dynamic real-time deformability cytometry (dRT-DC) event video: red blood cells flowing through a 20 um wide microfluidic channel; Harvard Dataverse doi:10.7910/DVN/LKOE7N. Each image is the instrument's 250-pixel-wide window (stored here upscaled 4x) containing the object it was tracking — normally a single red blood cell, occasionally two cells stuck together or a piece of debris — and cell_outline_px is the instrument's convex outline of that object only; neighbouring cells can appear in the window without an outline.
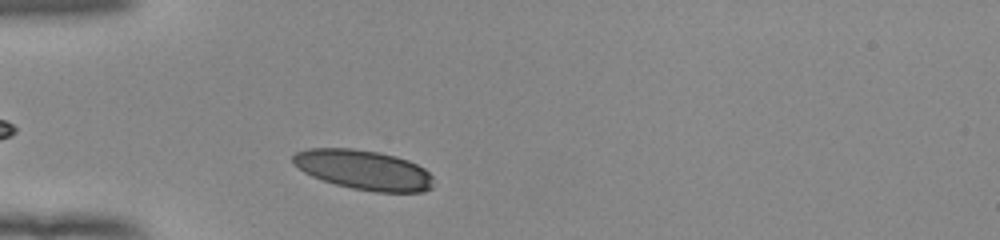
{"species": "human", "species_latin": "Homo sapiens", "temperature_condition": "room temperature", "stored_images_in_passage": 36, "camera_frame_rate_fps": 3000, "um_per_image_px": 0.085, "donor": {"sex": "female"}, "frame": {"image": 1, "passage_image": 3, "time_ms": 0.667, "image_size_px": [1000, 240], "cell_outline_px": [[432, 188], [424, 192], [376, 192], [352, 188], [336, 184], [312, 176], [304, 172], [292, 164], [292, 156], [296, 152], [308, 148], [352, 148], [380, 152], [396, 156], [408, 160], [424, 168], [432, 176]], "centroid_in_image_um": [30.9, 14.43], "position_along_channel_um": 54.1, "area_um2": 32.6}}
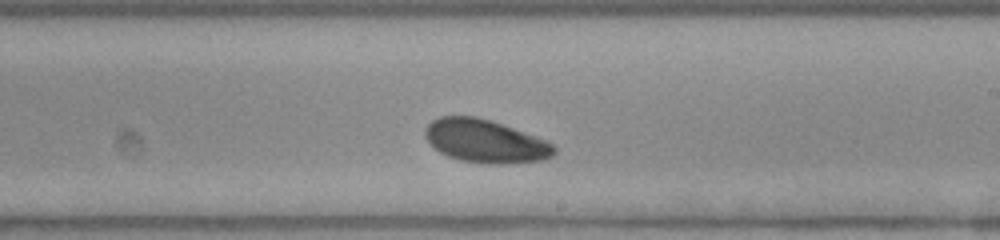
{"frame": {"image": 2, "passage_image": 19, "time_ms": 6.0, "image_size_px": [1000, 240], "cell_outline_px": [[556, 152], [552, 156], [544, 160], [504, 164], [484, 164], [460, 160], [448, 156], [440, 152], [428, 144], [424, 136], [424, 128], [432, 120], [440, 116], [476, 116], [492, 120], [548, 140], [556, 148]], "centroid_in_image_um": [41.24, 12.0], "position_along_channel_um": 247.8, "area_um2": 32.95}}
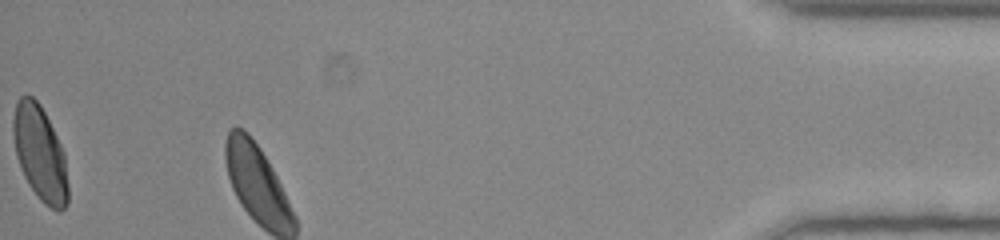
{"frame": {"image": 3, "passage_image": 36, "time_ms": 11.667, "image_size_px": [1000, 240], "cell_outline_px": [[68, 204], [60, 212], [44, 204], [40, 200], [28, 184], [20, 168], [16, 156], [12, 132], [12, 120], [16, 100], [20, 96], [32, 96], [40, 104], [64, 152], [68, 184]], "centroid_in_image_um": [3.38, 13.05], "position_along_channel_um": 431.8, "area_um2": 30.4}, "authors_computed_cell_mechanics": {"area_um2": 32.7726, "velocity_mm_per_s": 3.8803, "shape_relaxation_time_tau1_ms": 1.6787, "shape_relaxation_time_tau2_ms": 10.1903, "deformation_change_tau1": 0.0672, "deformation_change_tau2": 0.1554}}